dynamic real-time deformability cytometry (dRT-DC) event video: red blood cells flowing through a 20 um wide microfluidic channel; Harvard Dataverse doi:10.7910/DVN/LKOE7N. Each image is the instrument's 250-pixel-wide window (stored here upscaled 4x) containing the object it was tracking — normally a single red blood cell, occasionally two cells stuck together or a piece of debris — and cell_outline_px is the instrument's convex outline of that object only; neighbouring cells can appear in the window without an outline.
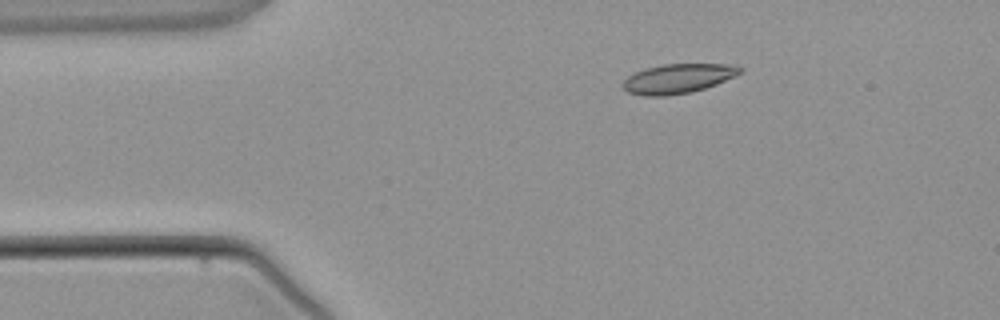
{"species": "common noctule bat (a hibernating species)", "species_latin": "Nyctalus noctula", "temperature_condition": "warm", "stored_images_in_passage": 2, "camera_frame_rate_fps": 3000, "um_per_image_px": 0.085, "animal": {"sex": "male", "body_mass_g": 21.5, "forearm_length_mm": 52.0}, "frame": {"image": 1, "passage_image": 1, "time_ms": 0.0, "image_size_px": [1000, 320], "cell_outline_px": [[744, 68], [740, 72], [716, 84], [692, 92], [664, 96], [644, 96], [628, 92], [620, 84], [628, 76], [644, 68], [664, 64], [728, 64]], "centroid_in_image_um": [57.57, 6.68], "position_along_channel_um": 27.4, "area_um2": 19.94}}